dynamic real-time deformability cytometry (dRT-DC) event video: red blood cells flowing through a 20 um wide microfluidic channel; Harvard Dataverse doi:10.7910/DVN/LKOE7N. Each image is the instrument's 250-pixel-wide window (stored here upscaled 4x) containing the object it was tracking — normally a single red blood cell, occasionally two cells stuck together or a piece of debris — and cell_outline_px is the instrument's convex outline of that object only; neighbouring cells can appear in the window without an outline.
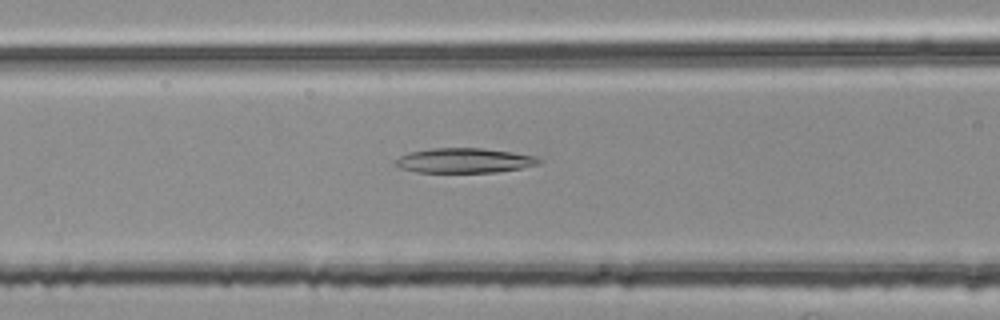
{"species": "common noctule bat (a hibernating species)", "species_latin": "Nyctalus noctula", "temperature_condition": "room temperature", "stored_images_in_passage": 40, "camera_frame_rate_fps": 3000, "um_per_image_px": 0.085, "animal": {"sex": "female", "body_mass_g": 25.1}, "frame": {"image": 1, "passage_image": 14, "time_ms": 4.333, "image_size_px": [1000, 320], "cell_outline_px": [[544, 160], [540, 164], [520, 168], [496, 172], [416, 172], [400, 168], [396, 164], [396, 160], [400, 156], [408, 152], [432, 148], [484, 148], [512, 152], [536, 156]], "centroid_in_image_um": [39.5, 13.64], "position_along_channel_um": 127.1, "area_um2": 20.75}}
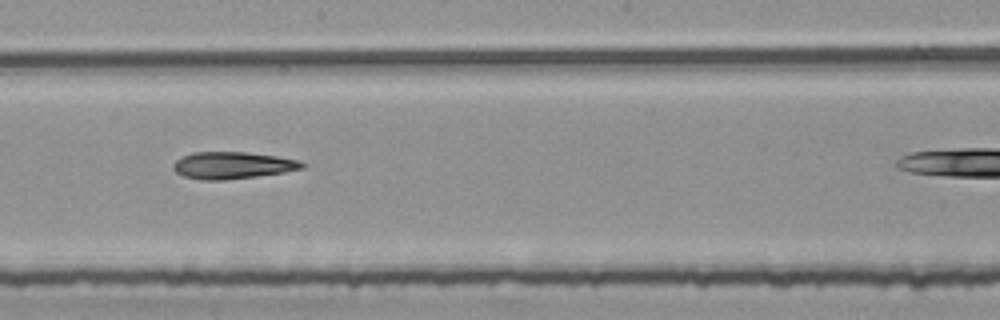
{"frame": {"image": 2, "passage_image": 22, "time_ms": 7.0, "image_size_px": [1000, 320], "cell_outline_px": [[304, 168], [284, 172], [256, 176], [224, 180], [200, 180], [184, 176], [176, 172], [172, 168], [172, 164], [180, 156], [192, 152], [244, 152], [276, 156], [296, 160], [304, 164]], "centroid_in_image_um": [19.69, 14.05], "position_along_channel_um": 228.5, "area_um2": 20.17}}
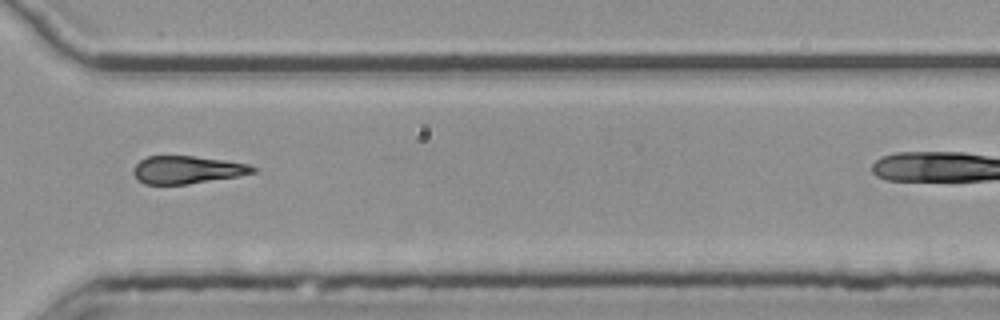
{"frame": {"image": 3, "passage_image": 32, "time_ms": 10.333, "image_size_px": [1000, 320], "cell_outline_px": [[256, 172], [236, 176], [188, 184], [144, 184], [136, 180], [132, 172], [132, 168], [140, 160], [148, 156], [196, 156], [224, 160], [248, 164], [256, 168]], "centroid_in_image_um": [15.85, 14.43], "position_along_channel_um": 354.8, "area_um2": 19.31}, "authors_computed_cell_mechanics": {"area_um2": 20.2878, "velocity_mm_per_s": 3.8005, "shape_relaxation_time_tau1_ms": null, "shape_relaxation_time_tau2_ms": 10.2241, "deformation_change_tau1": null, "deformation_change_tau2": 0.2661}}